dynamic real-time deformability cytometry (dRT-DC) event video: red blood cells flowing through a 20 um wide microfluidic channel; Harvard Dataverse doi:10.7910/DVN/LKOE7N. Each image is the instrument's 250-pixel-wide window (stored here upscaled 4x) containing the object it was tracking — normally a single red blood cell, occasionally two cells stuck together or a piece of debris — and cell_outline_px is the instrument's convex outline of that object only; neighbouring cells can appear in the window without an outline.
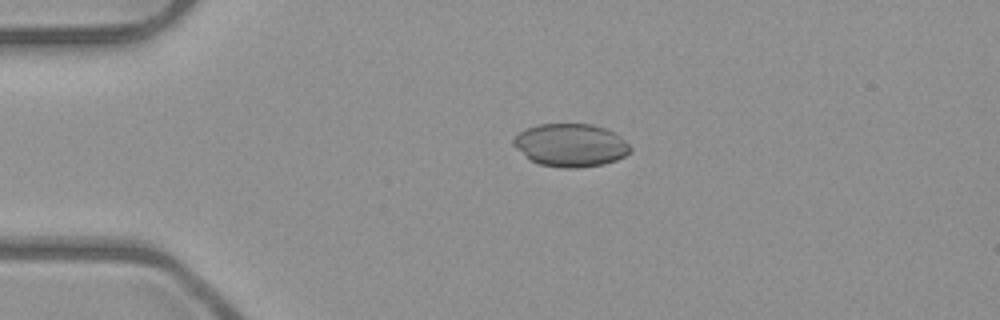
{"species": "common noctule bat (a hibernating species)", "species_latin": "Nyctalus noctula", "temperature_condition": "room temperature", "stored_images_in_passage": 41, "camera_frame_rate_fps": 3000, "um_per_image_px": 0.085, "animal": {"sex": "male", "body_mass_g": 23.1, "forearm_length_mm": 52.7}, "frame": {"image": 1, "passage_image": 1, "time_ms": 0.0, "image_size_px": [1000, 320], "cell_outline_px": [[632, 148], [624, 156], [616, 160], [604, 164], [576, 168], [560, 168], [540, 164], [532, 160], [516, 148], [512, 144], [512, 140], [520, 132], [536, 124], [592, 124], [604, 128], [620, 136]], "centroid_in_image_um": [48.5, 12.34], "position_along_channel_um": 36.5, "area_um2": 29.02}}
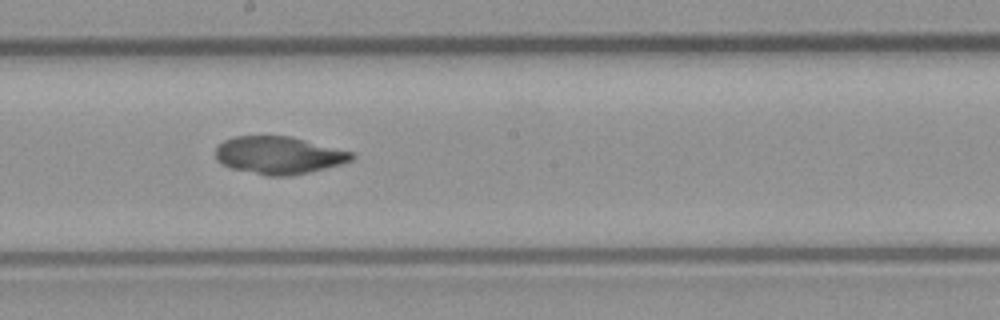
{"frame": {"image": 2, "passage_image": 18, "time_ms": 5.667, "image_size_px": [1000, 320], "cell_outline_px": [[356, 156], [352, 160], [340, 164], [308, 172], [288, 176], [268, 176], [232, 168], [216, 160], [216, 148], [224, 140], [232, 136], [288, 136], [352, 152]], "centroid_in_image_um": [23.67, 13.19], "position_along_channel_um": 224.5, "area_um2": 29.36}}
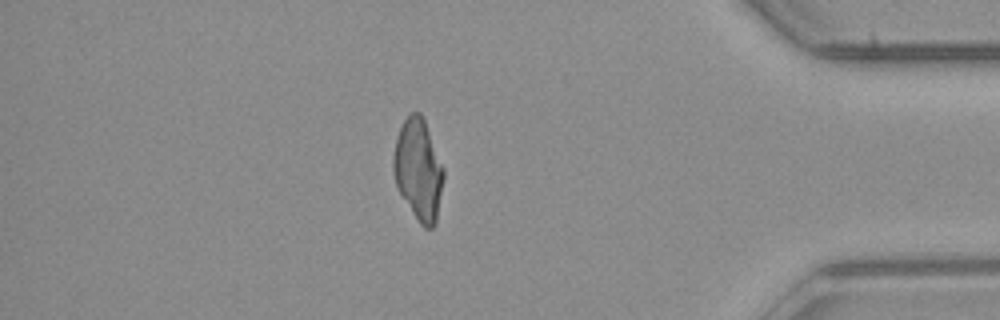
{"frame": {"image": 3, "passage_image": 34, "time_ms": 11.0, "image_size_px": [1000, 320], "cell_outline_px": [[444, 176], [436, 224], [432, 228], [424, 228], [420, 224], [400, 192], [396, 184], [392, 168], [392, 160], [396, 140], [400, 128], [404, 120], [412, 112], [420, 112], [424, 120], [444, 168]], "centroid_in_image_um": [35.57, 14.43], "position_along_channel_um": 399.6, "area_um2": 29.25}}